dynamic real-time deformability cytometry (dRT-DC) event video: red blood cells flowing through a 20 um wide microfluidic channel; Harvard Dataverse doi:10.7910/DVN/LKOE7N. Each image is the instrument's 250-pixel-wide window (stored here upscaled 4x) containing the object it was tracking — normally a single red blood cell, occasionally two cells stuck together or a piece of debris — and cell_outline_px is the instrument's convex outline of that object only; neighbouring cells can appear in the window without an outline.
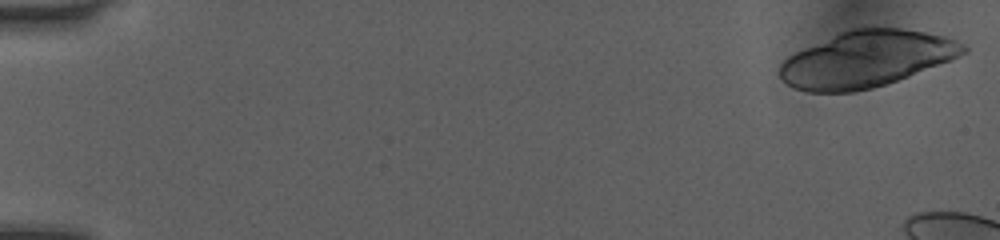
{"species": "human", "species_latin": "Homo sapiens", "temperature_condition": "room temperature", "stored_images_in_passage": 11, "camera_frame_rate_fps": 3000, "um_per_image_px": 0.085, "donor": {"sex": "female"}, "frame": {"image": 1, "passage_image": 1, "time_ms": 0.0, "image_size_px": [1000, 240], "cell_outline_px": [[968, 52], [908, 76], [872, 88], [856, 92], [808, 92], [792, 88], [780, 76], [780, 64], [788, 56], [796, 52], [840, 32], [864, 24], [876, 24], [924, 32], [944, 36], [956, 40], [964, 44], [968, 48]], "centroid_in_image_um": [73.63, 4.98], "position_along_channel_um": 11.4, "area_um2": 60.34}}